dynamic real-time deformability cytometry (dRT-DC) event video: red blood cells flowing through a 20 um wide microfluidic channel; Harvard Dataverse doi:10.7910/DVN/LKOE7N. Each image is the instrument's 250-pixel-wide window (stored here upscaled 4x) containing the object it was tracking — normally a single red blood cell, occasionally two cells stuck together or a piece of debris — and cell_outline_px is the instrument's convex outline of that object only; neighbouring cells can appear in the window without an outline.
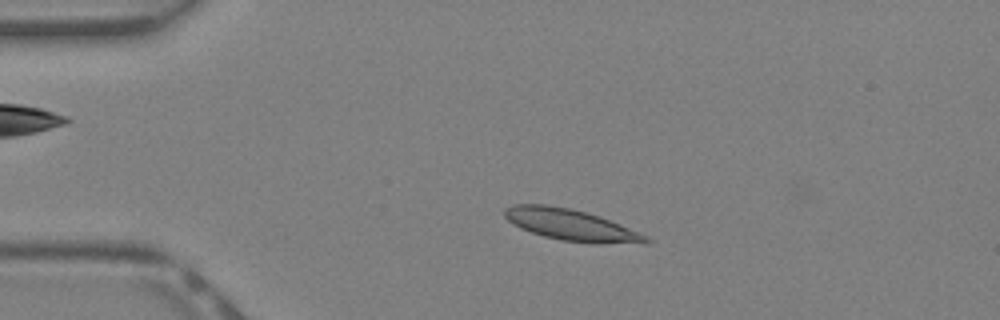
{"species": "Egyptian fruit bat (a non-hibernating species)", "species_latin": "Rousettus aegyptiacus", "temperature_condition": "warm", "stored_images_in_passage": 34, "segment_of_instrument_passage": [1, 2], "camera_frame_rate_fps": 3000, "um_per_image_px": 0.085, "animal": {"sex": "female"}, "frame": {"image": 1, "passage_image": 1, "time_ms": 0.0, "image_size_px": [1000, 320], "cell_outline_px": [[652, 240], [648, 244], [596, 244], [560, 240], [544, 236], [520, 228], [508, 220], [504, 216], [504, 208], [512, 204], [548, 204], [568, 208], [584, 212], [620, 224], [640, 232], [648, 236]], "centroid_in_image_um": [48.58, 19.14], "position_along_channel_um": 36.4, "area_um2": 26.01}}
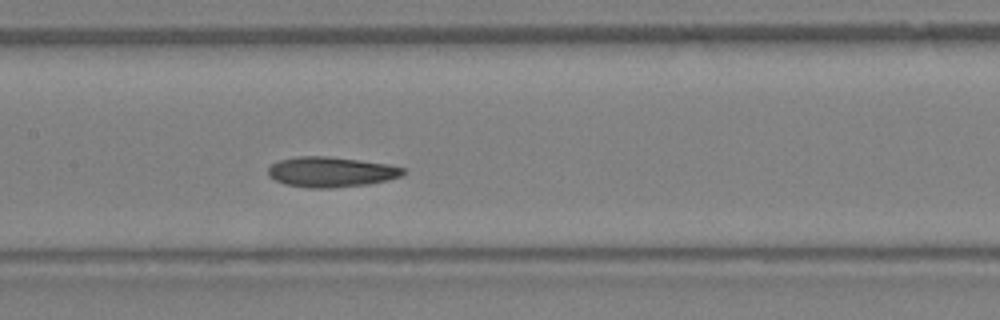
{"frame": {"image": 2, "passage_image": 12, "time_ms": 3.667, "image_size_px": [1000, 320], "cell_outline_px": [[408, 172], [400, 176], [388, 180], [368, 184], [328, 188], [308, 188], [284, 184], [268, 176], [268, 168], [272, 164], [280, 160], [296, 156], [328, 156], [388, 164], [404, 168]], "centroid_in_image_um": [28.13, 14.61], "position_along_channel_um": 179.3, "area_um2": 23.81}}
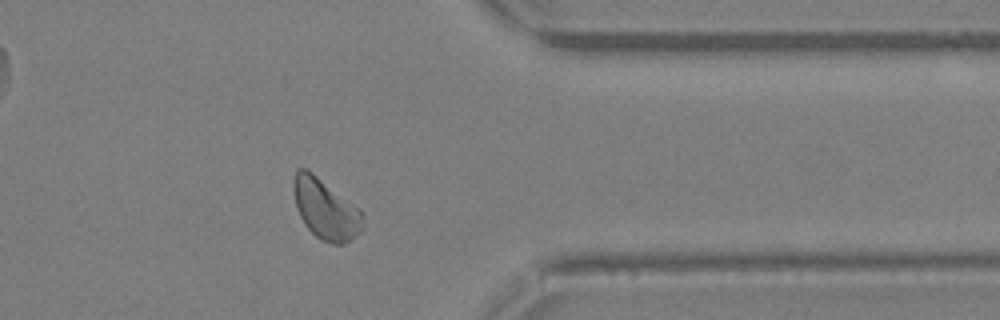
{"frame": {"image": 3, "passage_image": 25, "time_ms": 8.0, "image_size_px": [1000, 320], "cell_outline_px": [[360, 232], [344, 244], [332, 244], [320, 240], [304, 224], [296, 208], [292, 184], [296, 168], [304, 168], [312, 172], [360, 208]], "centroid_in_image_um": [27.61, 17.75], "position_along_channel_um": 383.8, "area_um2": 24.1}}